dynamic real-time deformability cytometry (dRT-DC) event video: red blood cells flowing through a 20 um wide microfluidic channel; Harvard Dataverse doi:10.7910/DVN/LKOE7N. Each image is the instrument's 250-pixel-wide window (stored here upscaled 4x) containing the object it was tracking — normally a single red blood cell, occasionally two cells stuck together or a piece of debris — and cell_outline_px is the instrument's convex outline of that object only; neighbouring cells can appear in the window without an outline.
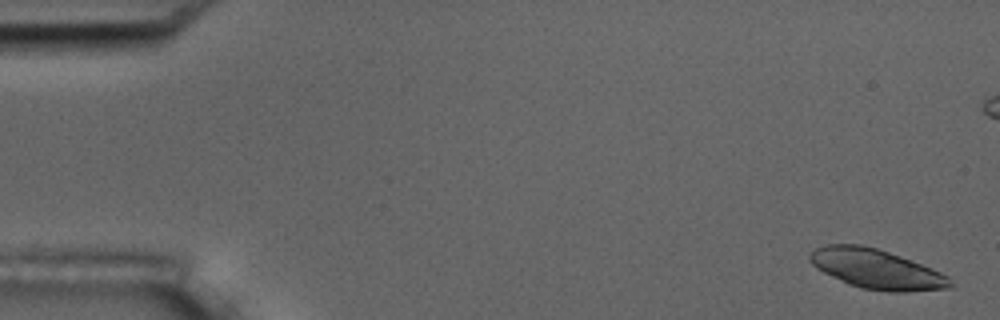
{"species": "common noctule bat (a hibernating species)", "species_latin": "Nyctalus noctula", "temperature_condition": "room temperature", "stored_images_in_passage": 6, "camera_frame_rate_fps": 3000, "um_per_image_px": 0.085, "animal": {"sex": "male", "body_mass_g": 17.5, "forearm_length_mm": 52.3}, "frame": {"image": 1, "passage_image": 1, "time_ms": 0.0, "image_size_px": [1000, 320], "cell_outline_px": [[952, 288], [904, 292], [892, 292], [864, 288], [848, 284], [816, 268], [808, 260], [808, 256], [816, 248], [824, 244], [860, 244], [876, 248], [900, 256], [932, 268], [948, 276], [952, 280]], "centroid_in_image_um": [74.5, 22.86], "position_along_channel_um": 10.5, "area_um2": 32.25}}
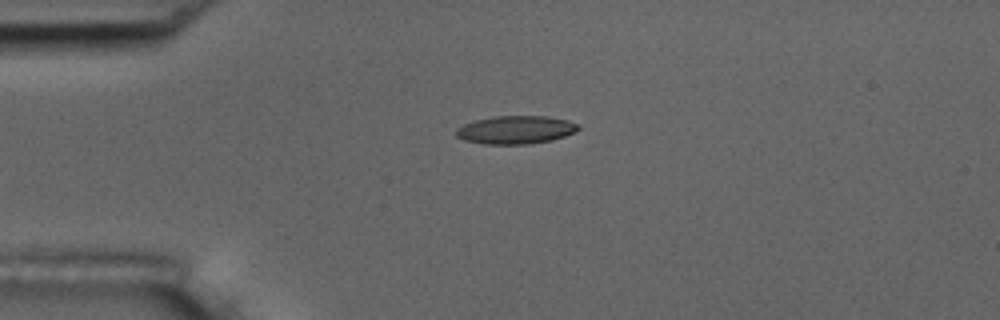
{"frame": {"image": 2, "passage_image": 6, "time_ms": 6.0, "image_size_px": [1000, 320], "cell_outline_px": [[580, 128], [576, 132], [552, 140], [528, 144], [484, 144], [464, 140], [456, 136], [456, 128], [464, 124], [476, 120], [496, 116], [548, 116], [568, 120], [580, 124]], "centroid_in_image_um": [43.87, 11.03], "position_along_channel_um": 41.1, "area_um2": 20.11}}